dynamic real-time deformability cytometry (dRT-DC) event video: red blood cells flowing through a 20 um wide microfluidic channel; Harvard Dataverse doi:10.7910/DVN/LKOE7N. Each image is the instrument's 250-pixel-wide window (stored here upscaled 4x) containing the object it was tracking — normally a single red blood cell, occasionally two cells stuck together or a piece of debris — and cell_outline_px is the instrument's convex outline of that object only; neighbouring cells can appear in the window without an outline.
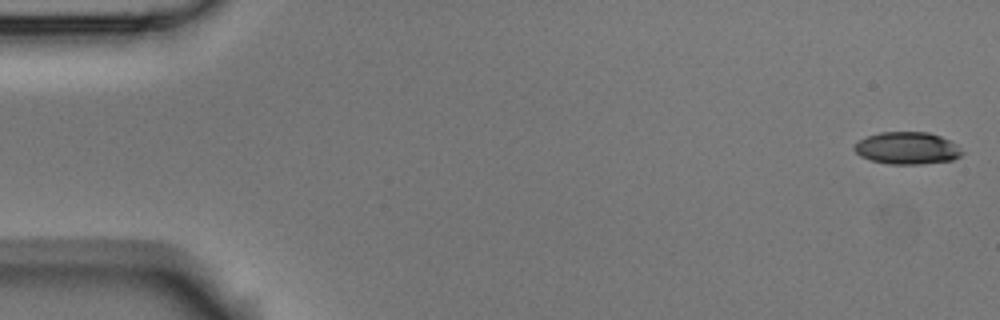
{"species": "Egyptian fruit bat (a non-hibernating species)", "species_latin": "Rousettus aegyptiacus", "temperature_condition": "room temperature", "stored_images_in_passage": 5, "camera_frame_rate_fps": 3000, "um_per_image_px": 0.085, "animal": {"sex": "male"}, "frame": {"image": 1, "passage_image": 1, "time_ms": 0.0, "image_size_px": [1000, 320], "cell_outline_px": [[964, 152], [960, 156], [952, 160], [920, 164], [888, 164], [872, 160], [860, 156], [852, 148], [860, 140], [868, 136], [880, 132], [928, 132], [940, 136], [956, 144]], "centroid_in_image_um": [77.11, 12.59], "position_along_channel_um": 7.9, "area_um2": 20.11}}
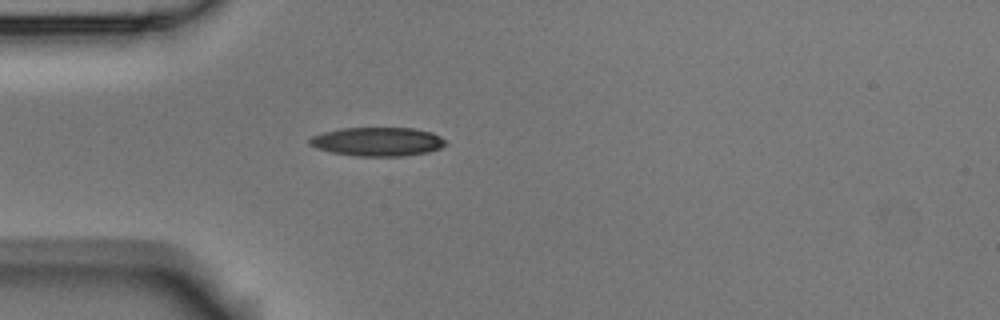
{"frame": {"image": 2, "passage_image": 5, "time_ms": 1.333, "image_size_px": [1000, 320], "cell_outline_px": [[448, 144], [440, 148], [428, 152], [404, 156], [356, 156], [332, 152], [316, 148], [308, 144], [308, 140], [312, 136], [324, 132], [340, 128], [412, 128], [432, 132], [448, 140]], "centroid_in_image_um": [32.12, 12.04], "position_along_channel_um": 52.9, "area_um2": 23.0}}